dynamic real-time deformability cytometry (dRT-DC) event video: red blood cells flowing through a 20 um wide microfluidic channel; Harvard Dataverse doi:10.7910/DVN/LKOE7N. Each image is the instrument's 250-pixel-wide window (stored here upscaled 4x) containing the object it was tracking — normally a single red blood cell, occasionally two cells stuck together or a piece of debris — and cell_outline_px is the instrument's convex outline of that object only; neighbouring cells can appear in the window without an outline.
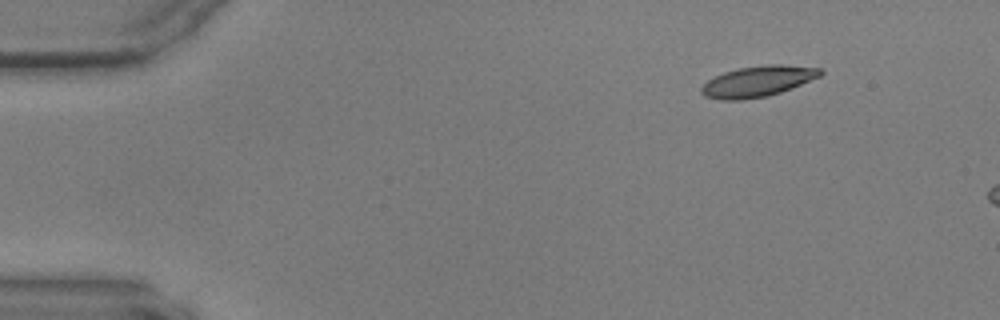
{"species": "common noctule bat (a hibernating species)", "species_latin": "Nyctalus noctula", "temperature_condition": "warm", "stored_images_in_passage": 7, "camera_frame_rate_fps": 3000, "um_per_image_px": 0.085, "animal": {"sex": "male", "body_mass_g": 17.9, "forearm_length_mm": 54.2}, "frame": {"image": 1, "passage_image": 1, "time_ms": 0.0, "image_size_px": [1000, 320], "cell_outline_px": [[824, 72], [820, 76], [792, 88], [768, 96], [740, 100], [724, 100], [704, 96], [700, 92], [700, 88], [708, 80], [724, 72], [740, 68], [764, 64], [780, 64], [820, 68]], "centroid_in_image_um": [64.41, 6.91], "position_along_channel_um": 20.6, "area_um2": 21.27}}